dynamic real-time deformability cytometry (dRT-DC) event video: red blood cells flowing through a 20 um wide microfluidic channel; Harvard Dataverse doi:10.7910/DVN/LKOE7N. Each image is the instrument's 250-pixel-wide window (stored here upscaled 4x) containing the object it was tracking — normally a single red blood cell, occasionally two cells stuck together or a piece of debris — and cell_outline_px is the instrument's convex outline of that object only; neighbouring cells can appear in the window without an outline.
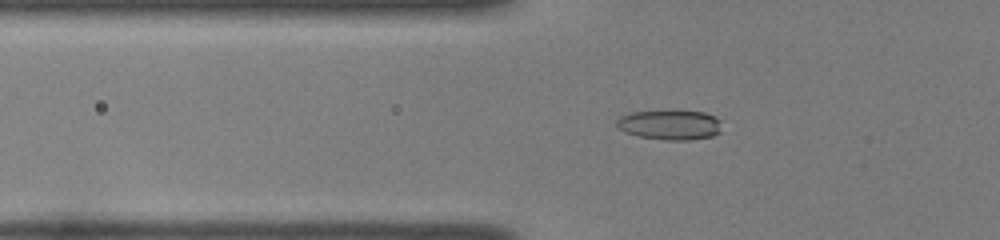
{"species": "common noctule bat (a hibernating species)", "species_latin": "Nyctalus noctula", "temperature_condition": "room temperature", "stored_images_in_passage": 54, "camera_frame_rate_fps": 3000, "um_per_image_px": 0.085, "animal": {"sex": "female", "body_mass_g": 22.0, "forearm_length_mm": 56.7}, "frame": {"image": 1, "passage_image": 21, "time_ms": 6.667, "image_size_px": [1000, 240], "cell_outline_px": [[720, 132], [712, 136], [688, 140], [668, 140], [640, 136], [624, 132], [616, 128], [616, 120], [620, 116], [632, 112], [704, 112], [716, 116], [720, 120]], "centroid_in_image_um": [56.93, 10.63], "position_along_channel_um": 68.9, "area_um2": 17.98}}
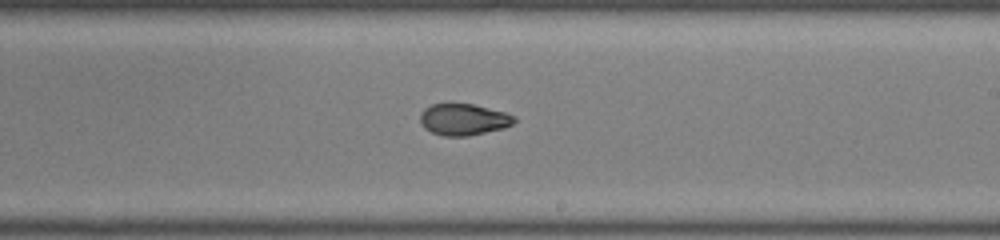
{"frame": {"image": 2, "passage_image": 35, "time_ms": 11.333, "image_size_px": [1000, 240], "cell_outline_px": [[516, 120], [512, 124], [504, 128], [468, 136], [444, 136], [432, 132], [424, 128], [420, 124], [420, 112], [424, 108], [432, 104], [472, 104], [504, 112], [516, 116]], "centroid_in_image_um": [39.38, 10.16], "position_along_channel_um": 249.6, "area_um2": 17.28}}
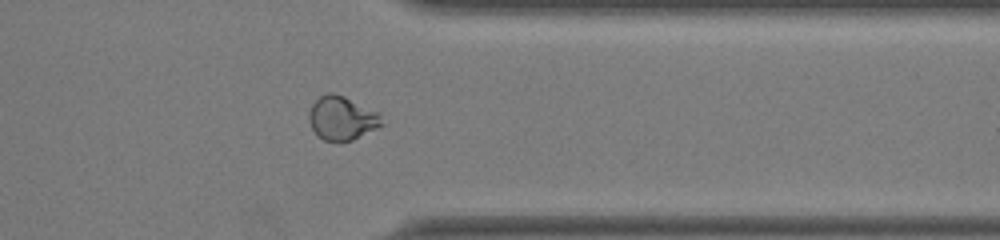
{"frame": {"image": 3, "passage_image": 45, "time_ms": 14.667, "image_size_px": [1000, 240], "cell_outline_px": [[384, 124], [352, 140], [324, 140], [316, 136], [308, 120], [308, 116], [312, 104], [320, 96], [328, 92], [336, 92], [380, 112]], "centroid_in_image_um": [29.06, 10.01], "position_along_channel_um": 382.3, "area_um2": 18.67}, "authors_computed_cell_mechanics": {"area_um2": 18.7272, "velocity_mm_per_s": 3.9974, "shape_relaxation_time_tau1_ms": null, "shape_relaxation_time_tau2_ms": 1.4843, "deformation_change_tau1": null, "deformation_change_tau2": 0.0531}}